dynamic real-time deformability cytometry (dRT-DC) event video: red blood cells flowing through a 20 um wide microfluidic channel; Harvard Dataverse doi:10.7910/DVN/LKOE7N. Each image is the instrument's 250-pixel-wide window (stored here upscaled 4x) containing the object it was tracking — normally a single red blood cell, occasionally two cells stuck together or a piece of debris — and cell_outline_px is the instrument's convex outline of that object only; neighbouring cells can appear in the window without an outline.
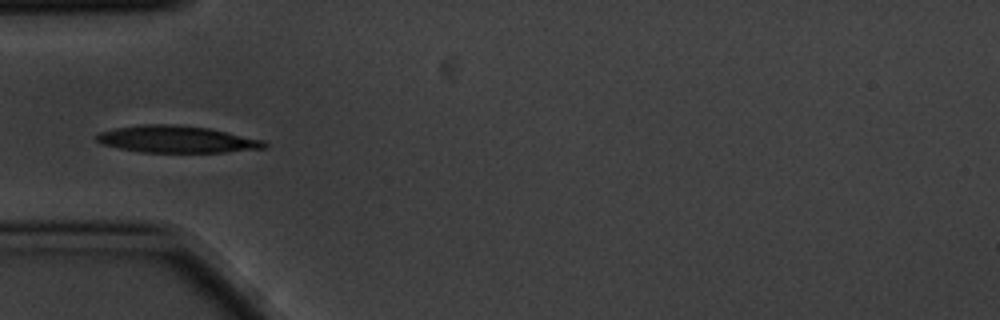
{"species": "common noctule bat (a hibernating species)", "species_latin": "Nyctalus noctula", "temperature_condition": "cold", "stored_images_in_passage": 7, "camera_frame_rate_fps": 3000, "um_per_image_px": 0.085, "animal": {"sex": "male", "body_mass_g": 20.1, "forearm_length_mm": 53.5}, "frame": {"image": 1, "passage_image": 3, "time_ms": 0.667, "image_size_px": [1000, 320], "cell_outline_px": [[268, 148], [224, 152], [140, 152], [100, 144], [96, 140], [96, 136], [100, 132], [116, 128], [140, 124], [172, 124], [208, 128], [264, 140], [268, 144]], "centroid_in_image_um": [15.03, 11.84], "position_along_channel_um": 70.0, "area_um2": 26.3}}